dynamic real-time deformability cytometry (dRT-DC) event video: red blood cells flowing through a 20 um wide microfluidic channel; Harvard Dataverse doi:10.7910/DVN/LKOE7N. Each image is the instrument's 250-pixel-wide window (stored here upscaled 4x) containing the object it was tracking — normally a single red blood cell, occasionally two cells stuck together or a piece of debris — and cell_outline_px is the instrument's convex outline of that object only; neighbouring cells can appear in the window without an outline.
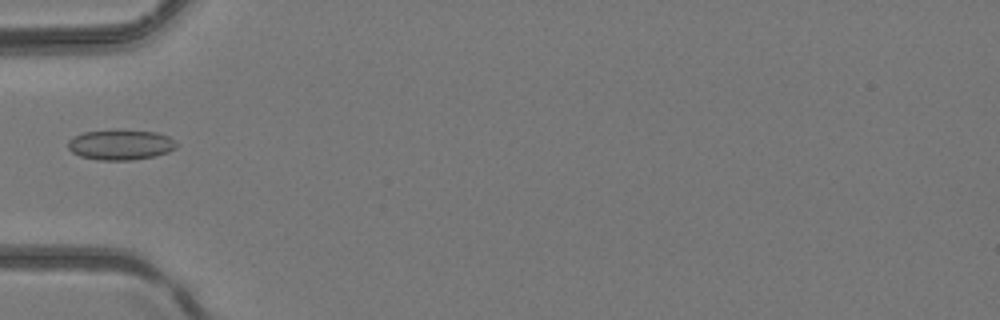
{"species": "common noctule bat (a hibernating species)", "species_latin": "Nyctalus noctula", "temperature_condition": "room temperature", "stored_images_in_passage": 2, "camera_frame_rate_fps": 3000, "um_per_image_px": 0.085, "animal": {"sex": "female", "body_mass_g": 24.6, "forearm_length_mm": 56.2}, "frame": {"image": 1, "passage_image": 2, "time_ms": 0.333, "image_size_px": [1000, 320], "cell_outline_px": [[180, 144], [176, 148], [168, 152], [156, 156], [132, 160], [100, 160], [80, 156], [72, 152], [68, 148], [68, 140], [84, 132], [116, 128], [156, 132], [168, 136]], "centroid_in_image_um": [10.28, 12.28], "position_along_channel_um": 74.7, "area_um2": 19.59}}